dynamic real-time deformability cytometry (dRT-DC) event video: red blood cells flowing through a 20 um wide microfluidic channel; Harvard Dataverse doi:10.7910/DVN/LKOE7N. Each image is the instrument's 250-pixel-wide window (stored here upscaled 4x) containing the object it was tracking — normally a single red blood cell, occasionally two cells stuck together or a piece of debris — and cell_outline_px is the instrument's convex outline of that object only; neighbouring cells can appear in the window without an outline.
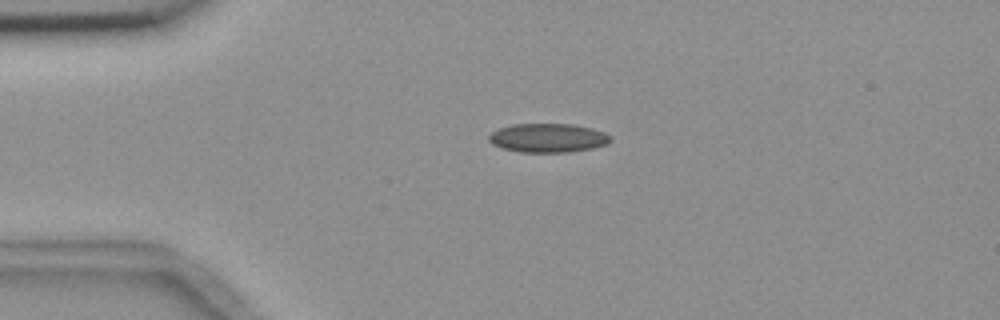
{"species": "common noctule bat (a hibernating species)", "species_latin": "Nyctalus noctula", "temperature_condition": "room temperature", "stored_images_in_passage": 5, "camera_frame_rate_fps": 3000, "um_per_image_px": 0.085, "animal": {"sex": "female", "body_mass_g": 18.4}, "frame": {"image": 1, "passage_image": 1, "time_ms": 0.0, "image_size_px": [1000, 320], "cell_outline_px": [[612, 140], [608, 144], [592, 148], [564, 152], [520, 152], [504, 148], [492, 144], [488, 140], [488, 136], [496, 128], [512, 124], [572, 124], [592, 128], [604, 132], [612, 136]], "centroid_in_image_um": [46.57, 11.71], "position_along_channel_um": 38.4, "area_um2": 20.58}}
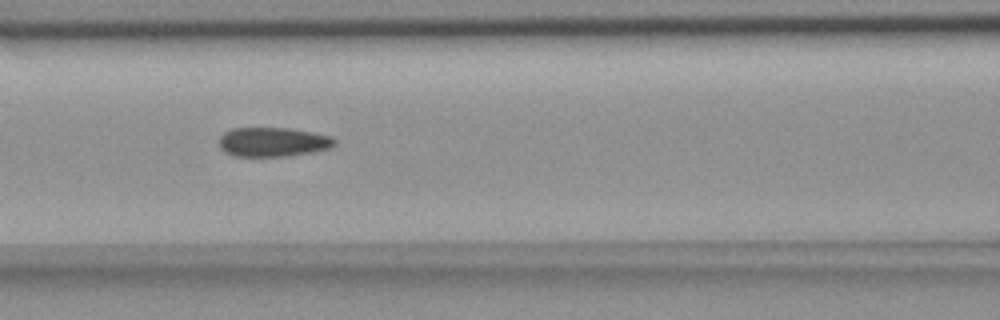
{"frame": {"image": 2, "passage_image": 4, "time_ms": 3.667, "image_size_px": [1000, 320], "cell_outline_px": [[336, 144], [328, 148], [288, 156], [236, 156], [224, 152], [220, 148], [220, 136], [224, 132], [232, 128], [292, 128], [332, 136], [336, 140]], "centroid_in_image_um": [23.18, 12.06], "position_along_channel_um": 143.4, "area_um2": 19.65}}
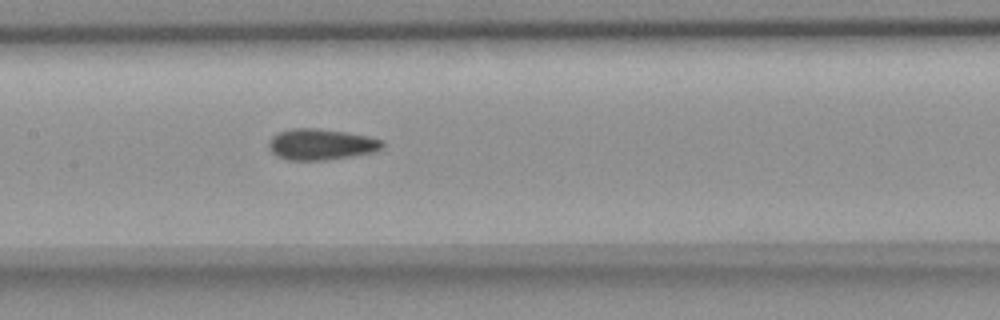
{"frame": {"image": 3, "passage_image": 5, "time_ms": 4.667, "image_size_px": [1000, 320], "cell_outline_px": [[384, 144], [380, 148], [372, 152], [324, 160], [288, 160], [272, 152], [268, 148], [268, 144], [272, 136], [280, 132], [292, 128], [316, 128], [348, 132], [368, 136], [384, 140]], "centroid_in_image_um": [27.28, 12.25], "position_along_channel_um": 180.1, "area_um2": 20.35}}